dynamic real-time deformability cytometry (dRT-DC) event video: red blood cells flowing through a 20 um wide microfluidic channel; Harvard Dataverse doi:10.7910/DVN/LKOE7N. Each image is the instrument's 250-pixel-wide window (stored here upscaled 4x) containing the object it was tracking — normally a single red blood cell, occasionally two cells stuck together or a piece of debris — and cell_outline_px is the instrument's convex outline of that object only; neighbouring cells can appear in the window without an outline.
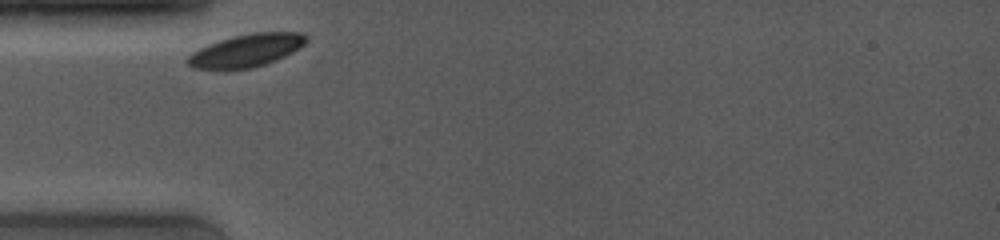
{"species": "common noctule bat (a hibernating species)", "species_latin": "Nyctalus noctula", "temperature_condition": "room temperature", "stored_images_in_passage": 12, "camera_frame_rate_fps": 4000, "um_per_image_px": 0.085, "animal": {"sex": "female", "body_mass_g": 19.0, "forearm_length_mm": 53.3}, "frame": {"image": 1, "passage_image": 1, "time_ms": 0.0, "image_size_px": [1000, 240], "cell_outline_px": [[308, 40], [300, 48], [276, 60], [252, 68], [196, 68], [188, 64], [184, 60], [192, 52], [208, 44], [232, 36], [252, 32], [300, 32], [308, 36]], "centroid_in_image_um": [20.97, 4.26], "position_along_channel_um": 64.0, "area_um2": 22.43}}
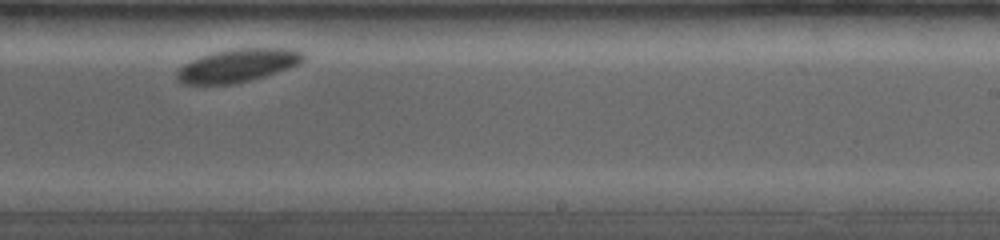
{"frame": {"image": 2, "passage_image": 6, "time_ms": 5.75, "image_size_px": [1000, 240], "cell_outline_px": [[304, 60], [300, 64], [252, 80], [236, 84], [180, 84], [176, 80], [176, 72], [184, 64], [200, 56], [232, 48], [288, 48], [304, 52]], "centroid_in_image_um": [20.2, 5.57], "position_along_channel_um": 268.8, "area_um2": 24.51}}
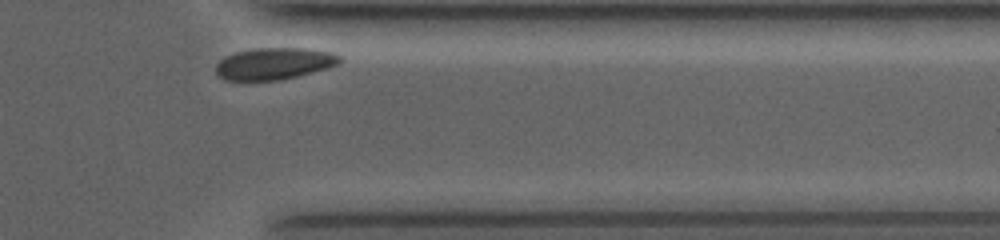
{"frame": {"image": 3, "passage_image": 12, "time_ms": 9.0, "image_size_px": [1000, 240], "cell_outline_px": [[340, 64], [312, 72], [280, 80], [224, 80], [216, 72], [216, 64], [220, 60], [236, 52], [256, 48], [308, 48], [332, 52], [340, 56]], "centroid_in_image_um": [23.32, 5.4], "position_along_channel_um": 388.1, "area_um2": 22.77}}